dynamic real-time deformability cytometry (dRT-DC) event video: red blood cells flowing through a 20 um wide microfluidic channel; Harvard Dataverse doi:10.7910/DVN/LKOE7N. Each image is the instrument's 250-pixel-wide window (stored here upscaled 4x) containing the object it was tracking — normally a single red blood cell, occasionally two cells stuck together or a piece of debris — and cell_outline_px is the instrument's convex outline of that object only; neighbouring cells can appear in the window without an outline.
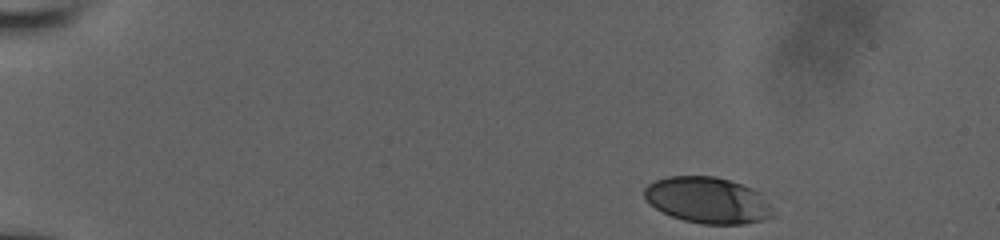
{"species": "human", "species_latin": "Homo sapiens", "temperature_condition": "room temperature", "stored_images_in_passage": 14, "camera_frame_rate_fps": 3000, "um_per_image_px": 0.085, "donor": {"sex": "male"}, "frame": {"image": 1, "passage_image": 1, "time_ms": 0.0, "image_size_px": [1000, 240], "cell_outline_px": [[776, 216], [764, 220], [744, 224], [700, 224], [684, 220], [672, 216], [656, 208], [644, 196], [644, 188], [648, 184], [656, 180], [668, 176], [716, 176], [752, 188], [760, 192], [772, 208]], "centroid_in_image_um": [60.19, 17.02], "position_along_channel_um": 24.8, "area_um2": 34.62}}
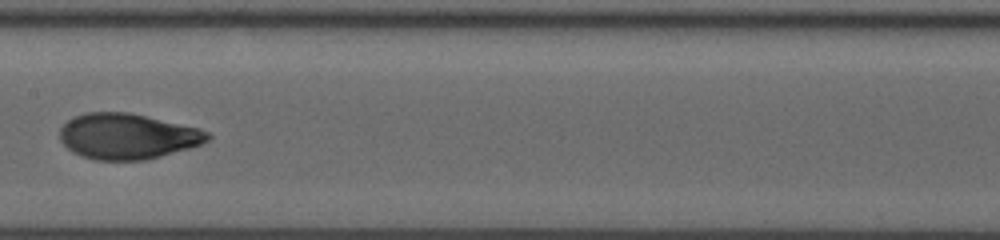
{"frame": {"image": 2, "passage_image": 8, "time_ms": 7.333, "image_size_px": [1000, 240], "cell_outline_px": [[212, 136], [208, 140], [200, 144], [188, 148], [160, 156], [144, 160], [96, 160], [80, 156], [72, 152], [60, 140], [60, 128], [68, 120], [84, 112], [128, 112], [200, 128], [208, 132]], "centroid_in_image_um": [10.81, 11.58], "position_along_channel_um": 196.6, "area_um2": 39.19}}
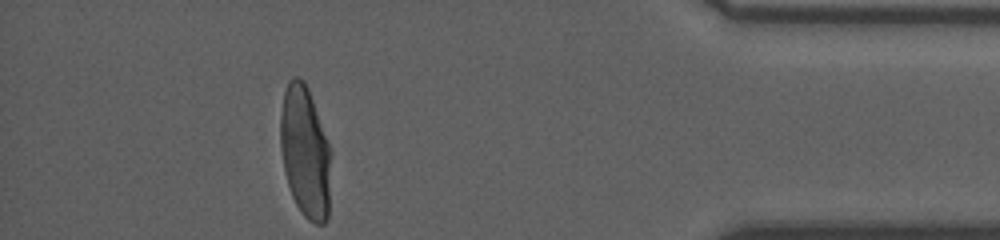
{"frame": {"image": 3, "passage_image": 14, "time_ms": 13.667, "image_size_px": [1000, 240], "cell_outline_px": [[332, 152], [328, 216], [324, 224], [316, 224], [308, 220], [304, 216], [296, 204], [292, 196], [284, 172], [280, 144], [280, 116], [284, 92], [288, 80], [292, 76], [296, 76], [304, 80], [308, 88], [332, 148]], "centroid_in_image_um": [25.96, 12.91], "position_along_channel_um": 409.2, "area_um2": 39.54}}